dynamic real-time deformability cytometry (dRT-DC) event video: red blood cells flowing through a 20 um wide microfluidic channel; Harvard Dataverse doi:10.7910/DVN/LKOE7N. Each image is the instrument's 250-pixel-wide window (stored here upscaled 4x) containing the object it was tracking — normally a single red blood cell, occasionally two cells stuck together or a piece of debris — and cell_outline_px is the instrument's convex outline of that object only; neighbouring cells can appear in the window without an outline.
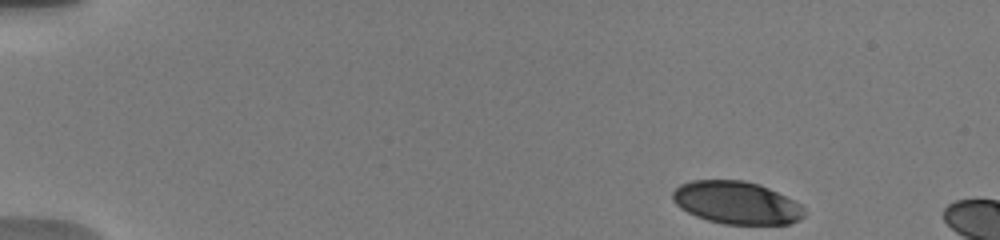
{"species": "human", "species_latin": "Homo sapiens", "temperature_condition": "warm", "stored_images_in_passage": 7, "camera_frame_rate_fps": 3000, "um_per_image_px": 0.085, "donor": {"sex": "male"}, "frame": {"image": 1, "passage_image": 1, "time_ms": 0.0, "image_size_px": [1000, 240], "cell_outline_px": [[804, 216], [800, 220], [788, 224], [724, 224], [708, 220], [696, 216], [680, 208], [672, 200], [672, 192], [680, 184], [692, 180], [744, 180], [760, 184], [800, 204], [804, 208]], "centroid_in_image_um": [62.58, 17.23], "position_along_channel_um": 22.4, "area_um2": 32.66}}